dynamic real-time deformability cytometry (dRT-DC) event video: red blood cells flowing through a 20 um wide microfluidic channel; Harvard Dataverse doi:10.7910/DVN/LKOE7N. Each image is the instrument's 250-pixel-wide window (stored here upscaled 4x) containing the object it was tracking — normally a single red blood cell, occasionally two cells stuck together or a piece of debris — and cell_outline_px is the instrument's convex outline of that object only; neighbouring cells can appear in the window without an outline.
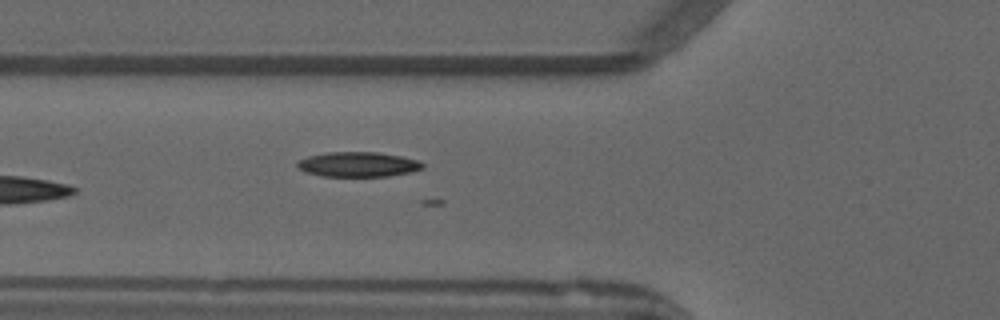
{"species": "common noctule bat (a hibernating species)", "species_latin": "Nyctalus noctula", "temperature_condition": "warm", "stored_images_in_passage": 44, "camera_frame_rate_fps": 3000, "um_per_image_px": 0.085, "animal": {"sex": "male", "forearm_length_mm": 52.5}, "frame": {"image": 1, "passage_image": 11, "time_ms": 3.333, "image_size_px": [1000, 320], "cell_outline_px": [[424, 168], [412, 172], [388, 176], [324, 176], [304, 172], [296, 164], [300, 160], [308, 156], [324, 152], [376, 152], [400, 156], [420, 160], [424, 164]], "centroid_in_image_um": [30.47, 13.97], "position_along_channel_um": 95.3, "area_um2": 18.21}}